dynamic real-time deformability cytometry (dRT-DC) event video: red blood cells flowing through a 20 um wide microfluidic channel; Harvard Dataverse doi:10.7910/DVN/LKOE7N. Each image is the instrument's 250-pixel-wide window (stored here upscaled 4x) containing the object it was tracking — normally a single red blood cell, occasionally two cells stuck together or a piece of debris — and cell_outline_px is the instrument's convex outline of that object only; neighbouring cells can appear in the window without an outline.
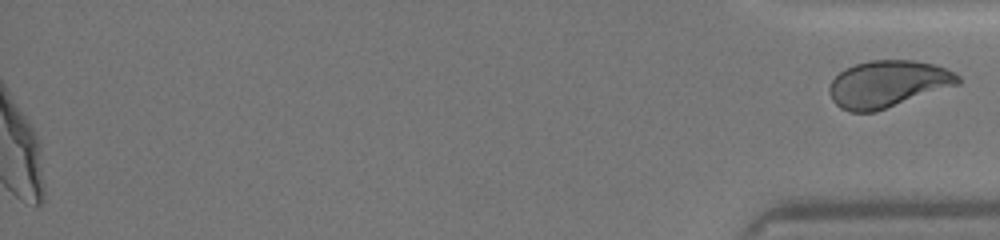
{"species": "human", "species_latin": "Homo sapiens", "temperature_condition": "warm", "stored_images_in_passage": 39, "segment_of_instrument_passage": [2, 2], "camera_frame_rate_fps": 3000, "um_per_image_px": 0.085, "donor": {"sex": "female"}, "frame": {"image": 1, "passage_image": 39, "time_ms": 13.667, "image_size_px": [1000, 240], "cell_outline_px": [[960, 84], [876, 112], [848, 112], [840, 108], [832, 100], [828, 88], [832, 80], [844, 68], [856, 64], [872, 60], [912, 60], [936, 64], [960, 76]], "centroid_in_image_um": [75.46, 7.14], "position_along_channel_um": 359.7, "area_um2": 35.26}}